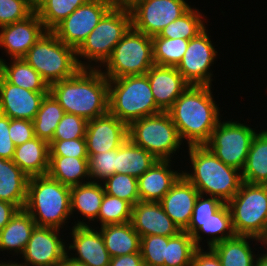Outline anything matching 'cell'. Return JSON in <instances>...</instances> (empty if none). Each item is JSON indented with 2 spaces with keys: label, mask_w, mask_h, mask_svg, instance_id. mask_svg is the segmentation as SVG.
<instances>
[{
  "label": "cell",
  "mask_w": 267,
  "mask_h": 266,
  "mask_svg": "<svg viewBox=\"0 0 267 266\" xmlns=\"http://www.w3.org/2000/svg\"><path fill=\"white\" fill-rule=\"evenodd\" d=\"M211 88L190 85L167 111L181 141H187L188 146L205 145L210 140L212 131L222 120Z\"/></svg>",
  "instance_id": "6da1fadb"
},
{
  "label": "cell",
  "mask_w": 267,
  "mask_h": 266,
  "mask_svg": "<svg viewBox=\"0 0 267 266\" xmlns=\"http://www.w3.org/2000/svg\"><path fill=\"white\" fill-rule=\"evenodd\" d=\"M49 92L65 113L87 121L108 113V79L98 68H81L74 76L51 84Z\"/></svg>",
  "instance_id": "7a4b0ae2"
},
{
  "label": "cell",
  "mask_w": 267,
  "mask_h": 266,
  "mask_svg": "<svg viewBox=\"0 0 267 266\" xmlns=\"http://www.w3.org/2000/svg\"><path fill=\"white\" fill-rule=\"evenodd\" d=\"M187 147L192 172L182 171V175L201 195L208 194L228 203L243 182L241 171L225 165L206 145Z\"/></svg>",
  "instance_id": "3957f363"
},
{
  "label": "cell",
  "mask_w": 267,
  "mask_h": 266,
  "mask_svg": "<svg viewBox=\"0 0 267 266\" xmlns=\"http://www.w3.org/2000/svg\"><path fill=\"white\" fill-rule=\"evenodd\" d=\"M24 209L36 226L62 229L71 216L70 187L48 174L29 177Z\"/></svg>",
  "instance_id": "277c9868"
},
{
  "label": "cell",
  "mask_w": 267,
  "mask_h": 266,
  "mask_svg": "<svg viewBox=\"0 0 267 266\" xmlns=\"http://www.w3.org/2000/svg\"><path fill=\"white\" fill-rule=\"evenodd\" d=\"M108 112L129 125L162 111L155 103L145 74L108 80Z\"/></svg>",
  "instance_id": "5b68a950"
},
{
  "label": "cell",
  "mask_w": 267,
  "mask_h": 266,
  "mask_svg": "<svg viewBox=\"0 0 267 266\" xmlns=\"http://www.w3.org/2000/svg\"><path fill=\"white\" fill-rule=\"evenodd\" d=\"M131 27L130 11L112 7L76 50L79 66L91 69L101 68L110 57L116 44ZM80 58L87 60L86 62L81 61Z\"/></svg>",
  "instance_id": "8992f818"
},
{
  "label": "cell",
  "mask_w": 267,
  "mask_h": 266,
  "mask_svg": "<svg viewBox=\"0 0 267 266\" xmlns=\"http://www.w3.org/2000/svg\"><path fill=\"white\" fill-rule=\"evenodd\" d=\"M51 84L74 76L81 67L76 50L46 31L23 58Z\"/></svg>",
  "instance_id": "52a82bcc"
},
{
  "label": "cell",
  "mask_w": 267,
  "mask_h": 266,
  "mask_svg": "<svg viewBox=\"0 0 267 266\" xmlns=\"http://www.w3.org/2000/svg\"><path fill=\"white\" fill-rule=\"evenodd\" d=\"M154 65L152 37L130 28L99 68L108 79L145 75ZM102 69V70H101Z\"/></svg>",
  "instance_id": "ba28073f"
},
{
  "label": "cell",
  "mask_w": 267,
  "mask_h": 266,
  "mask_svg": "<svg viewBox=\"0 0 267 266\" xmlns=\"http://www.w3.org/2000/svg\"><path fill=\"white\" fill-rule=\"evenodd\" d=\"M235 235L262 239L267 233V185L242 182L227 203Z\"/></svg>",
  "instance_id": "9c48e42d"
},
{
  "label": "cell",
  "mask_w": 267,
  "mask_h": 266,
  "mask_svg": "<svg viewBox=\"0 0 267 266\" xmlns=\"http://www.w3.org/2000/svg\"><path fill=\"white\" fill-rule=\"evenodd\" d=\"M128 138L157 160H171L183 143L168 112L132 121Z\"/></svg>",
  "instance_id": "30bf717a"
},
{
  "label": "cell",
  "mask_w": 267,
  "mask_h": 266,
  "mask_svg": "<svg viewBox=\"0 0 267 266\" xmlns=\"http://www.w3.org/2000/svg\"><path fill=\"white\" fill-rule=\"evenodd\" d=\"M256 133L255 129L246 123L220 120L205 145L225 165L242 171Z\"/></svg>",
  "instance_id": "8fae6325"
},
{
  "label": "cell",
  "mask_w": 267,
  "mask_h": 266,
  "mask_svg": "<svg viewBox=\"0 0 267 266\" xmlns=\"http://www.w3.org/2000/svg\"><path fill=\"white\" fill-rule=\"evenodd\" d=\"M190 8L186 0H141L129 9L132 28L149 37L157 36Z\"/></svg>",
  "instance_id": "7c38bea8"
},
{
  "label": "cell",
  "mask_w": 267,
  "mask_h": 266,
  "mask_svg": "<svg viewBox=\"0 0 267 266\" xmlns=\"http://www.w3.org/2000/svg\"><path fill=\"white\" fill-rule=\"evenodd\" d=\"M112 7L110 0H89L76 8L51 32L63 43L77 50Z\"/></svg>",
  "instance_id": "4fadbf2b"
},
{
  "label": "cell",
  "mask_w": 267,
  "mask_h": 266,
  "mask_svg": "<svg viewBox=\"0 0 267 266\" xmlns=\"http://www.w3.org/2000/svg\"><path fill=\"white\" fill-rule=\"evenodd\" d=\"M208 29H204L196 37L189 40L187 50L176 67L184 79L194 86H211L213 72L210 66L216 61L218 51L215 50Z\"/></svg>",
  "instance_id": "5bb4252c"
},
{
  "label": "cell",
  "mask_w": 267,
  "mask_h": 266,
  "mask_svg": "<svg viewBox=\"0 0 267 266\" xmlns=\"http://www.w3.org/2000/svg\"><path fill=\"white\" fill-rule=\"evenodd\" d=\"M60 229L35 226L24 248L20 266H59L67 255ZM59 233V234H58Z\"/></svg>",
  "instance_id": "9a60e30c"
},
{
  "label": "cell",
  "mask_w": 267,
  "mask_h": 266,
  "mask_svg": "<svg viewBox=\"0 0 267 266\" xmlns=\"http://www.w3.org/2000/svg\"><path fill=\"white\" fill-rule=\"evenodd\" d=\"M74 223V226L70 228L72 243L69 246L67 244V255L87 266H110L111 257L105 247L100 230L97 227H91L90 223H85L83 220H77ZM69 250L76 253H71V256Z\"/></svg>",
  "instance_id": "2e32d148"
},
{
  "label": "cell",
  "mask_w": 267,
  "mask_h": 266,
  "mask_svg": "<svg viewBox=\"0 0 267 266\" xmlns=\"http://www.w3.org/2000/svg\"><path fill=\"white\" fill-rule=\"evenodd\" d=\"M36 11L27 18L0 27V47L10 59L24 58L29 49L46 32Z\"/></svg>",
  "instance_id": "e0dca14e"
},
{
  "label": "cell",
  "mask_w": 267,
  "mask_h": 266,
  "mask_svg": "<svg viewBox=\"0 0 267 266\" xmlns=\"http://www.w3.org/2000/svg\"><path fill=\"white\" fill-rule=\"evenodd\" d=\"M85 139L89 158L112 151L128 139V125L108 112L88 121Z\"/></svg>",
  "instance_id": "ac0fdd59"
},
{
  "label": "cell",
  "mask_w": 267,
  "mask_h": 266,
  "mask_svg": "<svg viewBox=\"0 0 267 266\" xmlns=\"http://www.w3.org/2000/svg\"><path fill=\"white\" fill-rule=\"evenodd\" d=\"M49 92H34L7 82L0 75V113L10 119L33 121Z\"/></svg>",
  "instance_id": "d6986e66"
},
{
  "label": "cell",
  "mask_w": 267,
  "mask_h": 266,
  "mask_svg": "<svg viewBox=\"0 0 267 266\" xmlns=\"http://www.w3.org/2000/svg\"><path fill=\"white\" fill-rule=\"evenodd\" d=\"M131 223L140 238L148 235L173 237L181 231L160 202L138 201L132 207Z\"/></svg>",
  "instance_id": "ffe728a7"
},
{
  "label": "cell",
  "mask_w": 267,
  "mask_h": 266,
  "mask_svg": "<svg viewBox=\"0 0 267 266\" xmlns=\"http://www.w3.org/2000/svg\"><path fill=\"white\" fill-rule=\"evenodd\" d=\"M157 107L167 112L190 86L176 67L153 65L146 73Z\"/></svg>",
  "instance_id": "44dd1931"
},
{
  "label": "cell",
  "mask_w": 267,
  "mask_h": 266,
  "mask_svg": "<svg viewBox=\"0 0 267 266\" xmlns=\"http://www.w3.org/2000/svg\"><path fill=\"white\" fill-rule=\"evenodd\" d=\"M199 194L198 190L181 175L160 201L164 212L181 231H184L191 221Z\"/></svg>",
  "instance_id": "7402d4cb"
},
{
  "label": "cell",
  "mask_w": 267,
  "mask_h": 266,
  "mask_svg": "<svg viewBox=\"0 0 267 266\" xmlns=\"http://www.w3.org/2000/svg\"><path fill=\"white\" fill-rule=\"evenodd\" d=\"M172 160H157L137 179L140 201L160 202L182 172L171 170Z\"/></svg>",
  "instance_id": "603a6c76"
},
{
  "label": "cell",
  "mask_w": 267,
  "mask_h": 266,
  "mask_svg": "<svg viewBox=\"0 0 267 266\" xmlns=\"http://www.w3.org/2000/svg\"><path fill=\"white\" fill-rule=\"evenodd\" d=\"M184 231L192 236L196 247H202L200 243L203 237H201L200 233L212 237L207 239L208 247H212L219 242L234 237L235 233L232 227L229 206L225 203L206 221H190L188 227Z\"/></svg>",
  "instance_id": "cb8c5ba5"
},
{
  "label": "cell",
  "mask_w": 267,
  "mask_h": 266,
  "mask_svg": "<svg viewBox=\"0 0 267 266\" xmlns=\"http://www.w3.org/2000/svg\"><path fill=\"white\" fill-rule=\"evenodd\" d=\"M49 143L34 137L15 146L13 162L28 176L46 175L49 169Z\"/></svg>",
  "instance_id": "d4e9b609"
},
{
  "label": "cell",
  "mask_w": 267,
  "mask_h": 266,
  "mask_svg": "<svg viewBox=\"0 0 267 266\" xmlns=\"http://www.w3.org/2000/svg\"><path fill=\"white\" fill-rule=\"evenodd\" d=\"M29 177L13 162L0 158V200L23 209L27 200Z\"/></svg>",
  "instance_id": "484cf974"
},
{
  "label": "cell",
  "mask_w": 267,
  "mask_h": 266,
  "mask_svg": "<svg viewBox=\"0 0 267 266\" xmlns=\"http://www.w3.org/2000/svg\"><path fill=\"white\" fill-rule=\"evenodd\" d=\"M35 226L31 215L24 208L19 209L0 231V251L22 254Z\"/></svg>",
  "instance_id": "4316f807"
},
{
  "label": "cell",
  "mask_w": 267,
  "mask_h": 266,
  "mask_svg": "<svg viewBox=\"0 0 267 266\" xmlns=\"http://www.w3.org/2000/svg\"><path fill=\"white\" fill-rule=\"evenodd\" d=\"M250 240L262 244L259 238L235 235L232 238L213 245L211 248L219 257L222 266H255V259H257L256 256L258 254L253 253Z\"/></svg>",
  "instance_id": "83f0119b"
},
{
  "label": "cell",
  "mask_w": 267,
  "mask_h": 266,
  "mask_svg": "<svg viewBox=\"0 0 267 266\" xmlns=\"http://www.w3.org/2000/svg\"><path fill=\"white\" fill-rule=\"evenodd\" d=\"M99 230L111 258L140 252V236L131 222L109 224Z\"/></svg>",
  "instance_id": "f1b7e54d"
},
{
  "label": "cell",
  "mask_w": 267,
  "mask_h": 266,
  "mask_svg": "<svg viewBox=\"0 0 267 266\" xmlns=\"http://www.w3.org/2000/svg\"><path fill=\"white\" fill-rule=\"evenodd\" d=\"M0 58V75L9 83L34 92H49L50 86L42 76L30 66L23 58Z\"/></svg>",
  "instance_id": "f546056e"
},
{
  "label": "cell",
  "mask_w": 267,
  "mask_h": 266,
  "mask_svg": "<svg viewBox=\"0 0 267 266\" xmlns=\"http://www.w3.org/2000/svg\"><path fill=\"white\" fill-rule=\"evenodd\" d=\"M102 182H88L70 187L71 215L77 211L84 220L95 222L104 197Z\"/></svg>",
  "instance_id": "4dcf8cb0"
},
{
  "label": "cell",
  "mask_w": 267,
  "mask_h": 266,
  "mask_svg": "<svg viewBox=\"0 0 267 266\" xmlns=\"http://www.w3.org/2000/svg\"><path fill=\"white\" fill-rule=\"evenodd\" d=\"M68 187L90 182L88 158L50 156L47 173ZM85 178L88 180L85 181Z\"/></svg>",
  "instance_id": "1f68e13d"
},
{
  "label": "cell",
  "mask_w": 267,
  "mask_h": 266,
  "mask_svg": "<svg viewBox=\"0 0 267 266\" xmlns=\"http://www.w3.org/2000/svg\"><path fill=\"white\" fill-rule=\"evenodd\" d=\"M241 177L245 183L267 185V129L253 137Z\"/></svg>",
  "instance_id": "d6a6232c"
},
{
  "label": "cell",
  "mask_w": 267,
  "mask_h": 266,
  "mask_svg": "<svg viewBox=\"0 0 267 266\" xmlns=\"http://www.w3.org/2000/svg\"><path fill=\"white\" fill-rule=\"evenodd\" d=\"M157 159L129 138L116 149L115 173L131 175L138 179Z\"/></svg>",
  "instance_id": "836d02e7"
},
{
  "label": "cell",
  "mask_w": 267,
  "mask_h": 266,
  "mask_svg": "<svg viewBox=\"0 0 267 266\" xmlns=\"http://www.w3.org/2000/svg\"><path fill=\"white\" fill-rule=\"evenodd\" d=\"M64 114V109L54 96L50 92L46 94L33 120L35 136L50 143Z\"/></svg>",
  "instance_id": "e575fe53"
},
{
  "label": "cell",
  "mask_w": 267,
  "mask_h": 266,
  "mask_svg": "<svg viewBox=\"0 0 267 266\" xmlns=\"http://www.w3.org/2000/svg\"><path fill=\"white\" fill-rule=\"evenodd\" d=\"M204 20H206V16L204 19L198 9L190 8L181 17L164 27L159 35L154 37L190 40L206 28Z\"/></svg>",
  "instance_id": "d590c367"
},
{
  "label": "cell",
  "mask_w": 267,
  "mask_h": 266,
  "mask_svg": "<svg viewBox=\"0 0 267 266\" xmlns=\"http://www.w3.org/2000/svg\"><path fill=\"white\" fill-rule=\"evenodd\" d=\"M89 0H43L36 8L44 28L51 31L63 19L67 18L76 8Z\"/></svg>",
  "instance_id": "8d00e7d4"
},
{
  "label": "cell",
  "mask_w": 267,
  "mask_h": 266,
  "mask_svg": "<svg viewBox=\"0 0 267 266\" xmlns=\"http://www.w3.org/2000/svg\"><path fill=\"white\" fill-rule=\"evenodd\" d=\"M155 65L177 67L181 62L189 40L181 38L152 37Z\"/></svg>",
  "instance_id": "74e56055"
},
{
  "label": "cell",
  "mask_w": 267,
  "mask_h": 266,
  "mask_svg": "<svg viewBox=\"0 0 267 266\" xmlns=\"http://www.w3.org/2000/svg\"><path fill=\"white\" fill-rule=\"evenodd\" d=\"M196 248L188 232L180 231L176 236L168 237L164 266H192Z\"/></svg>",
  "instance_id": "f35d334b"
},
{
  "label": "cell",
  "mask_w": 267,
  "mask_h": 266,
  "mask_svg": "<svg viewBox=\"0 0 267 266\" xmlns=\"http://www.w3.org/2000/svg\"><path fill=\"white\" fill-rule=\"evenodd\" d=\"M132 205L118 197L104 193V197L98 214L99 225L121 224L131 222Z\"/></svg>",
  "instance_id": "ab89813d"
},
{
  "label": "cell",
  "mask_w": 267,
  "mask_h": 266,
  "mask_svg": "<svg viewBox=\"0 0 267 266\" xmlns=\"http://www.w3.org/2000/svg\"><path fill=\"white\" fill-rule=\"evenodd\" d=\"M102 184L106 194L125 200L132 206L140 201L137 179L131 175L115 173Z\"/></svg>",
  "instance_id": "60d3db41"
},
{
  "label": "cell",
  "mask_w": 267,
  "mask_h": 266,
  "mask_svg": "<svg viewBox=\"0 0 267 266\" xmlns=\"http://www.w3.org/2000/svg\"><path fill=\"white\" fill-rule=\"evenodd\" d=\"M168 237L148 235L140 238V253L144 266H164Z\"/></svg>",
  "instance_id": "b9f144b4"
},
{
  "label": "cell",
  "mask_w": 267,
  "mask_h": 266,
  "mask_svg": "<svg viewBox=\"0 0 267 266\" xmlns=\"http://www.w3.org/2000/svg\"><path fill=\"white\" fill-rule=\"evenodd\" d=\"M88 166L90 181L103 182L106 178L115 174L116 149L93 154L88 158Z\"/></svg>",
  "instance_id": "7bdbcfd3"
},
{
  "label": "cell",
  "mask_w": 267,
  "mask_h": 266,
  "mask_svg": "<svg viewBox=\"0 0 267 266\" xmlns=\"http://www.w3.org/2000/svg\"><path fill=\"white\" fill-rule=\"evenodd\" d=\"M88 121L78 115L65 113L57 125L52 140L85 138Z\"/></svg>",
  "instance_id": "ee69618b"
},
{
  "label": "cell",
  "mask_w": 267,
  "mask_h": 266,
  "mask_svg": "<svg viewBox=\"0 0 267 266\" xmlns=\"http://www.w3.org/2000/svg\"><path fill=\"white\" fill-rule=\"evenodd\" d=\"M34 11L28 0H0V27L21 21Z\"/></svg>",
  "instance_id": "f6af8a7d"
},
{
  "label": "cell",
  "mask_w": 267,
  "mask_h": 266,
  "mask_svg": "<svg viewBox=\"0 0 267 266\" xmlns=\"http://www.w3.org/2000/svg\"><path fill=\"white\" fill-rule=\"evenodd\" d=\"M50 156H68L75 158H89L85 138L72 140H52L49 143Z\"/></svg>",
  "instance_id": "bcb514c9"
},
{
  "label": "cell",
  "mask_w": 267,
  "mask_h": 266,
  "mask_svg": "<svg viewBox=\"0 0 267 266\" xmlns=\"http://www.w3.org/2000/svg\"><path fill=\"white\" fill-rule=\"evenodd\" d=\"M204 197V195L199 194L193 209L191 221H206L225 204L216 197H208V195Z\"/></svg>",
  "instance_id": "7dc6e473"
},
{
  "label": "cell",
  "mask_w": 267,
  "mask_h": 266,
  "mask_svg": "<svg viewBox=\"0 0 267 266\" xmlns=\"http://www.w3.org/2000/svg\"><path fill=\"white\" fill-rule=\"evenodd\" d=\"M9 135L15 146L31 140L36 137L33 121L27 119H10Z\"/></svg>",
  "instance_id": "c3c4849f"
},
{
  "label": "cell",
  "mask_w": 267,
  "mask_h": 266,
  "mask_svg": "<svg viewBox=\"0 0 267 266\" xmlns=\"http://www.w3.org/2000/svg\"><path fill=\"white\" fill-rule=\"evenodd\" d=\"M10 118L0 113V158L12 160L15 145L9 135Z\"/></svg>",
  "instance_id": "681fc988"
},
{
  "label": "cell",
  "mask_w": 267,
  "mask_h": 266,
  "mask_svg": "<svg viewBox=\"0 0 267 266\" xmlns=\"http://www.w3.org/2000/svg\"><path fill=\"white\" fill-rule=\"evenodd\" d=\"M192 266H222V264L211 247L206 251L203 247H197L193 253Z\"/></svg>",
  "instance_id": "f907efd6"
},
{
  "label": "cell",
  "mask_w": 267,
  "mask_h": 266,
  "mask_svg": "<svg viewBox=\"0 0 267 266\" xmlns=\"http://www.w3.org/2000/svg\"><path fill=\"white\" fill-rule=\"evenodd\" d=\"M110 266H144L143 259L140 252L112 257L110 259Z\"/></svg>",
  "instance_id": "816d5d0a"
},
{
  "label": "cell",
  "mask_w": 267,
  "mask_h": 266,
  "mask_svg": "<svg viewBox=\"0 0 267 266\" xmlns=\"http://www.w3.org/2000/svg\"><path fill=\"white\" fill-rule=\"evenodd\" d=\"M19 208L7 201L0 200V231L12 219Z\"/></svg>",
  "instance_id": "f5cc1de1"
},
{
  "label": "cell",
  "mask_w": 267,
  "mask_h": 266,
  "mask_svg": "<svg viewBox=\"0 0 267 266\" xmlns=\"http://www.w3.org/2000/svg\"><path fill=\"white\" fill-rule=\"evenodd\" d=\"M112 6L121 9H131L136 3L141 0H110Z\"/></svg>",
  "instance_id": "db71d44e"
},
{
  "label": "cell",
  "mask_w": 267,
  "mask_h": 266,
  "mask_svg": "<svg viewBox=\"0 0 267 266\" xmlns=\"http://www.w3.org/2000/svg\"><path fill=\"white\" fill-rule=\"evenodd\" d=\"M59 266H87L86 264L77 262L71 259L68 255L65 256L62 263Z\"/></svg>",
  "instance_id": "11a10c76"
},
{
  "label": "cell",
  "mask_w": 267,
  "mask_h": 266,
  "mask_svg": "<svg viewBox=\"0 0 267 266\" xmlns=\"http://www.w3.org/2000/svg\"><path fill=\"white\" fill-rule=\"evenodd\" d=\"M265 254L260 253L256 259L255 266H267V252Z\"/></svg>",
  "instance_id": "9f6ffc18"
},
{
  "label": "cell",
  "mask_w": 267,
  "mask_h": 266,
  "mask_svg": "<svg viewBox=\"0 0 267 266\" xmlns=\"http://www.w3.org/2000/svg\"><path fill=\"white\" fill-rule=\"evenodd\" d=\"M0 266H20L16 261L12 262V261H0Z\"/></svg>",
  "instance_id": "6f0895ef"
},
{
  "label": "cell",
  "mask_w": 267,
  "mask_h": 266,
  "mask_svg": "<svg viewBox=\"0 0 267 266\" xmlns=\"http://www.w3.org/2000/svg\"><path fill=\"white\" fill-rule=\"evenodd\" d=\"M29 3L36 8L43 0H28Z\"/></svg>",
  "instance_id": "680465c9"
},
{
  "label": "cell",
  "mask_w": 267,
  "mask_h": 266,
  "mask_svg": "<svg viewBox=\"0 0 267 266\" xmlns=\"http://www.w3.org/2000/svg\"><path fill=\"white\" fill-rule=\"evenodd\" d=\"M261 241H262V247H263V245H265V247H266V251H267V233H266V235L261 239Z\"/></svg>",
  "instance_id": "91938a15"
}]
</instances>
